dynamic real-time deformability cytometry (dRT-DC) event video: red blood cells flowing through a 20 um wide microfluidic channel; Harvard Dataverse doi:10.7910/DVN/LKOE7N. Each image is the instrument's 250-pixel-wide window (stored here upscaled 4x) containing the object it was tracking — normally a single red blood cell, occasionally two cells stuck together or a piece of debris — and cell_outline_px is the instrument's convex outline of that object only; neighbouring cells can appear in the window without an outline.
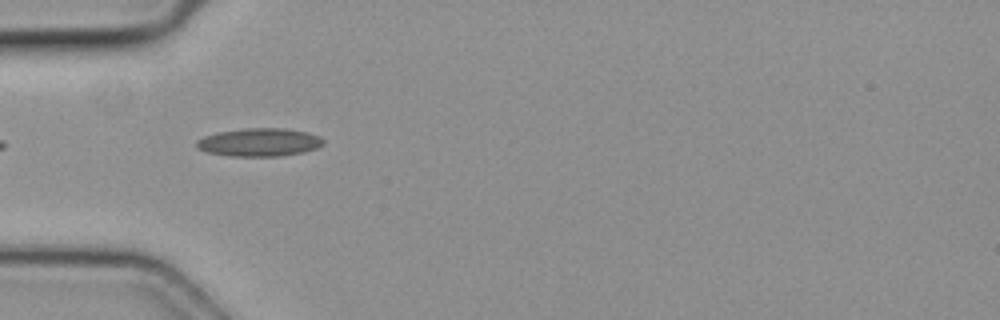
{"species": "common noctule bat (a hibernating species)", "species_latin": "Nyctalus noctula", "temperature_condition": "cold", "stored_images_in_passage": 22, "camera_frame_rate_fps": 3000, "um_per_image_px": 0.085, "animal": {"sex": "female", "body_mass_g": 19.3, "forearm_length_mm": 54.1}, "frame": {"image": 1, "passage_image": 1, "time_ms": 0.0, "image_size_px": [1000, 320], "cell_outline_px": [[324, 144], [316, 148], [304, 152], [280, 156], [228, 156], [204, 152], [196, 148], [196, 140], [204, 136], [216, 132], [244, 128], [284, 128], [308, 132], [320, 136], [324, 140]], "centroid_in_image_um": [22.01, 12.09], "position_along_channel_um": 63.0, "area_um2": 21.1}}
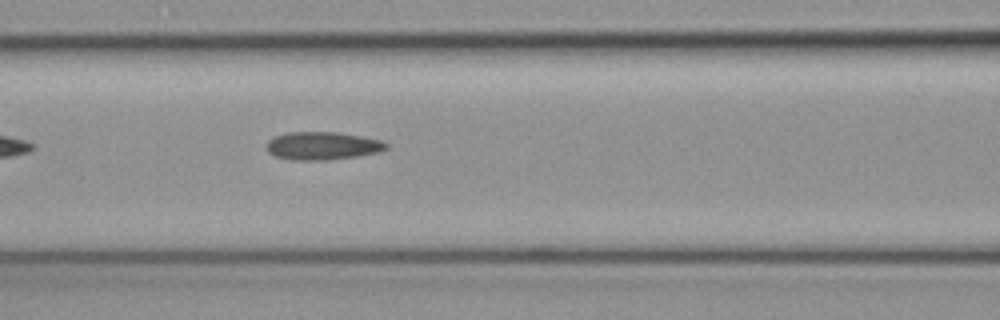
{"frame": {"image": 2, "passage_image": 7, "time_ms": 2.0, "image_size_px": [1000, 320], "cell_outline_px": [[388, 148], [380, 152], [356, 156], [328, 160], [292, 160], [276, 156], [268, 152], [264, 148], [264, 144], [268, 140], [284, 132], [340, 132], [380, 140], [388, 144]], "centroid_in_image_um": [27.37, 12.39], "position_along_channel_um": 139.2, "area_um2": 19.71}}
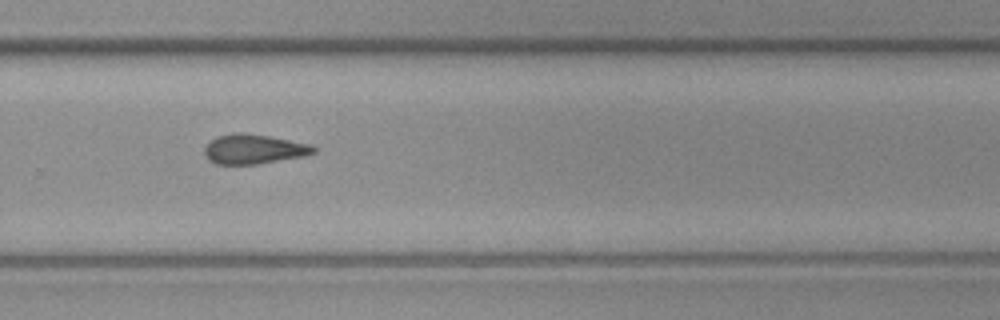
{"frame": {"image": 3, "passage_image": 20, "time_ms": 6.333, "image_size_px": [1000, 320], "cell_outline_px": [[316, 152], [304, 156], [260, 164], [216, 164], [208, 160], [204, 152], [204, 148], [216, 136], [232, 132], [244, 132], [268, 136], [312, 144], [316, 148]], "centroid_in_image_um": [21.58, 12.67], "position_along_channel_um": 308.2, "area_um2": 19.02}}